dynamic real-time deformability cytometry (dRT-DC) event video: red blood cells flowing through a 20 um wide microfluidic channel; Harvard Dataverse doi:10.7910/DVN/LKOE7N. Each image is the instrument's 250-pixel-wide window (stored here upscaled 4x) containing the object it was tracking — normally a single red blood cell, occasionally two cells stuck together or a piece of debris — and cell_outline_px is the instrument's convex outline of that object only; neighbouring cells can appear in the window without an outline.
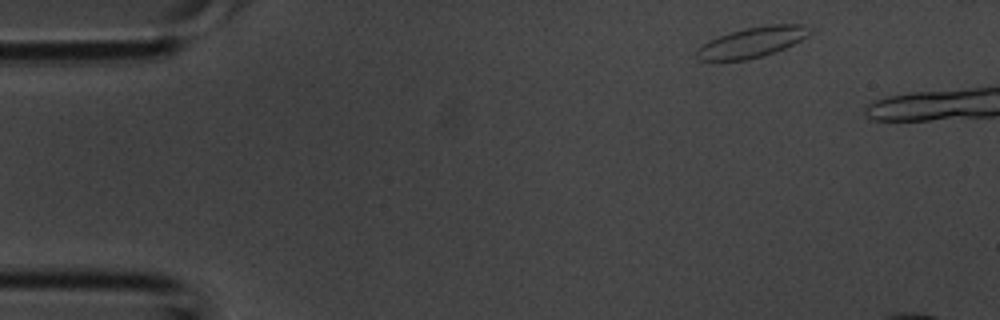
{"species": "common noctule bat (a hibernating species)", "species_latin": "Nyctalus noctula", "temperature_condition": "room temperature", "stored_images_in_passage": 4, "camera_frame_rate_fps": 3000, "um_per_image_px": 0.085, "animal": {"sex": "male", "body_mass_g": 20.1, "forearm_length_mm": 53.5}, "frame": {"image": 1, "passage_image": 1, "time_ms": 0.0, "image_size_px": [1000, 320], "cell_outline_px": [[812, 32], [808, 36], [784, 48], [764, 56], [748, 60], [700, 60], [696, 56], [696, 52], [708, 40], [744, 28], [768, 24], [804, 24]], "centroid_in_image_um": [63.96, 3.58], "position_along_channel_um": 21.0, "area_um2": 19.77}}